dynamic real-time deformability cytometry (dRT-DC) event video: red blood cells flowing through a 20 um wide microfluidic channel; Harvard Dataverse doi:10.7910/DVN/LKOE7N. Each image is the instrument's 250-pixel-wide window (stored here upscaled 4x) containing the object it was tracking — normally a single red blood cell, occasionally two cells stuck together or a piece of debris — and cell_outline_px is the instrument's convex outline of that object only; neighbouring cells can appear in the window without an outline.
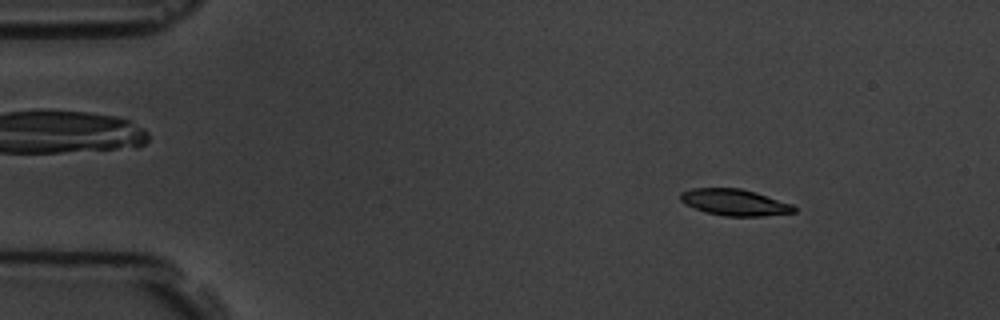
{"species": "common noctule bat (a hibernating species)", "species_latin": "Nyctalus noctula", "temperature_condition": "room temperature", "stored_images_in_passage": 9, "camera_frame_rate_fps": 3000, "um_per_image_px": 0.085, "animal": {"sex": "male", "body_mass_g": 19.5, "forearm_length_mm": 54.6}, "frame": {"image": 1, "passage_image": 2, "time_ms": 1.0, "image_size_px": [1000, 320], "cell_outline_px": [[796, 212], [764, 216], [724, 216], [704, 212], [684, 204], [680, 200], [680, 192], [692, 188], [740, 188], [756, 192], [792, 204], [796, 208]], "centroid_in_image_um": [62.42, 17.2], "position_along_channel_um": 22.6, "area_um2": 17.63}}
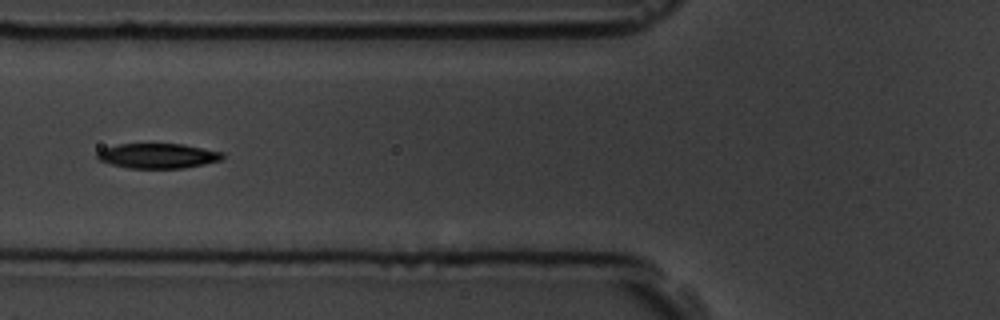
{"frame": {"image": 2, "passage_image": 6, "time_ms": 5.667, "image_size_px": [1000, 320], "cell_outline_px": [[224, 156], [220, 160], [204, 164], [184, 168], [128, 168], [112, 164], [100, 160], [96, 156], [96, 152], [104, 148], [120, 144], [184, 144], [224, 152]], "centroid_in_image_um": [13.44, 13.24], "position_along_channel_um": 112.4, "area_um2": 18.15}}
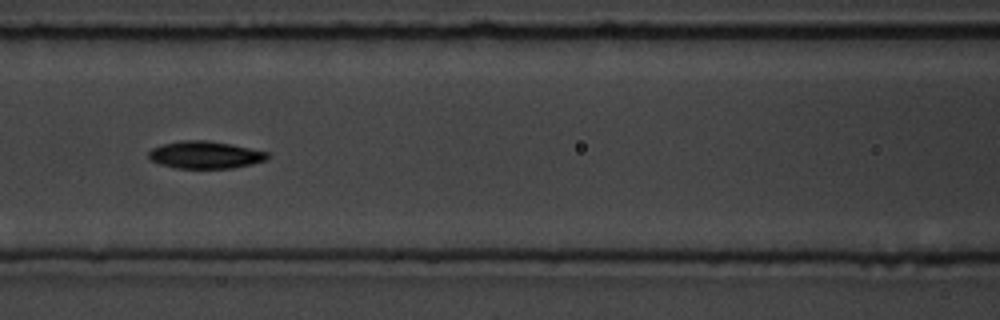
{"frame": {"image": 3, "passage_image": 7, "time_ms": 6.667, "image_size_px": [1000, 320], "cell_outline_px": [[268, 160], [252, 164], [232, 168], [176, 168], [160, 164], [148, 160], [148, 152], [152, 148], [164, 144], [184, 140], [204, 140], [232, 144], [268, 152]], "centroid_in_image_um": [17.43, 13.17], "position_along_channel_um": 149.2, "area_um2": 18.96}}